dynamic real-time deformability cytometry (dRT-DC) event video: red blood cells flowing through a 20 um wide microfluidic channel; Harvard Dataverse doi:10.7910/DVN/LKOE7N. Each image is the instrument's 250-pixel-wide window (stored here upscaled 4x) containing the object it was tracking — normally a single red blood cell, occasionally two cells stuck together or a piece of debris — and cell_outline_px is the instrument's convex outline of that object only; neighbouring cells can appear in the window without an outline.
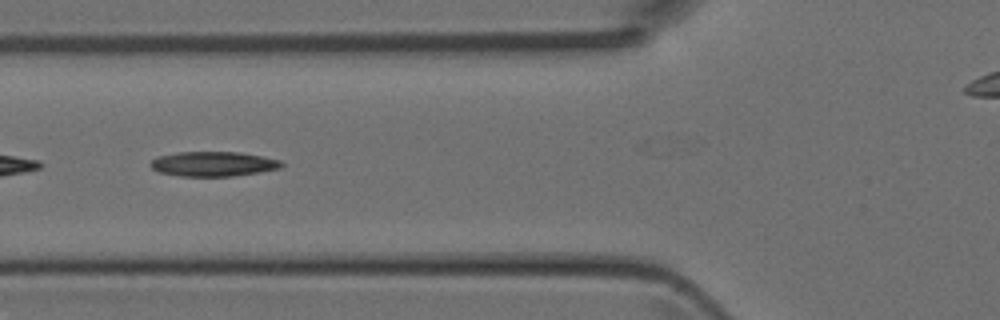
{"species": "Egyptian fruit bat (a non-hibernating species)", "species_latin": "Rousettus aegyptiacus", "temperature_condition": "room temperature", "stored_images_in_passage": 39, "camera_frame_rate_fps": 3000, "um_per_image_px": 0.085, "animal": {"sex": "female"}, "frame": {"image": 1, "passage_image": 10, "time_ms": 3.0, "image_size_px": [1000, 320], "cell_outline_px": [[284, 164], [280, 168], [232, 176], [180, 176], [156, 172], [148, 164], [156, 156], [176, 152], [240, 152], [264, 156], [280, 160]], "centroid_in_image_um": [18.07, 13.92], "position_along_channel_um": 107.7, "area_um2": 19.02}}
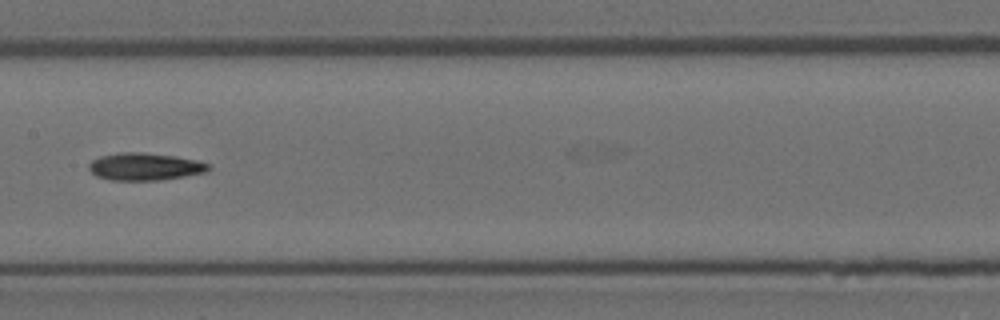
{"frame": {"image": 2, "passage_image": 16, "time_ms": 5.0, "image_size_px": [1000, 320], "cell_outline_px": [[212, 168], [204, 172], [184, 176], [160, 180], [112, 180], [96, 176], [88, 168], [88, 164], [92, 160], [100, 156], [120, 152], [144, 152], [176, 156], [196, 160], [212, 164]], "centroid_in_image_um": [12.32, 14.15], "position_along_channel_um": 195.1, "area_um2": 19.19}}
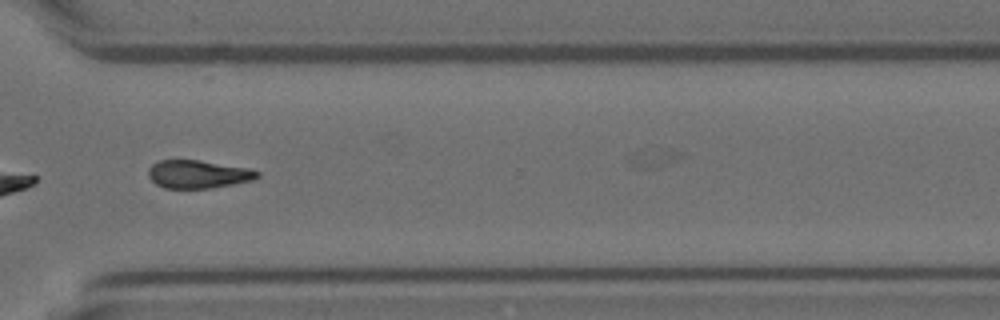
{"frame": {"image": 3, "passage_image": 27, "time_ms": 8.667, "image_size_px": [1000, 320], "cell_outline_px": [[260, 176], [252, 180], [212, 188], [164, 188], [156, 184], [148, 176], [148, 168], [152, 164], [160, 160], [200, 160], [252, 168], [260, 172]], "centroid_in_image_um": [16.86, 14.8], "position_along_channel_um": 353.7, "area_um2": 17.98}}